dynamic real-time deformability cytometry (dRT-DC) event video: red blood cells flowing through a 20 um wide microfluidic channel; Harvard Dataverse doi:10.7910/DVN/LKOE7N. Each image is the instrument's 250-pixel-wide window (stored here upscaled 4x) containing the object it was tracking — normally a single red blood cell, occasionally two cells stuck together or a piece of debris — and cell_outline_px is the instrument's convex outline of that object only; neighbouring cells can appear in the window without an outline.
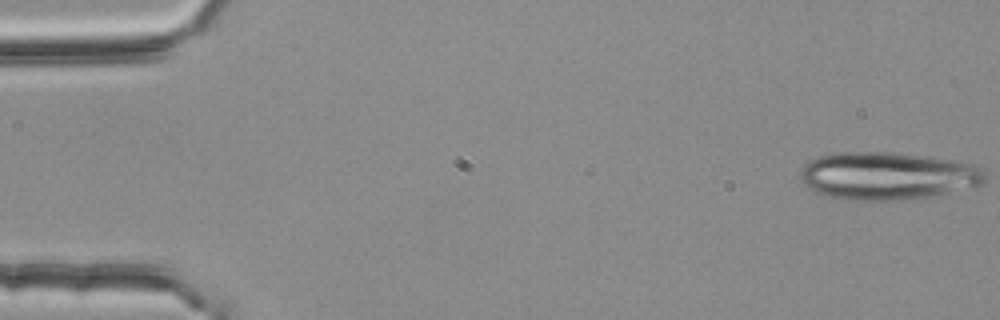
{"species": "common noctule bat (a hibernating species)", "species_latin": "Nyctalus noctula", "temperature_condition": "room temperature", "stored_images_in_passage": 18, "camera_frame_rate_fps": 3000, "um_per_image_px": 0.085, "animal": {"sex": "female", "body_mass_g": 25.1}, "frame": {"image": 1, "passage_image": 1, "time_ms": 0.0, "image_size_px": [1000, 320], "cell_outline_px": [[984, 184], [976, 188], [928, 196], [896, 200], [852, 200], [828, 196], [816, 192], [808, 188], [800, 180], [800, 172], [812, 160], [820, 156], [836, 152], [888, 152], [924, 156], [972, 164], [980, 168], [984, 172]], "centroid_in_image_um": [75.45, 14.96], "position_along_channel_um": 9.5, "area_um2": 50.98}}